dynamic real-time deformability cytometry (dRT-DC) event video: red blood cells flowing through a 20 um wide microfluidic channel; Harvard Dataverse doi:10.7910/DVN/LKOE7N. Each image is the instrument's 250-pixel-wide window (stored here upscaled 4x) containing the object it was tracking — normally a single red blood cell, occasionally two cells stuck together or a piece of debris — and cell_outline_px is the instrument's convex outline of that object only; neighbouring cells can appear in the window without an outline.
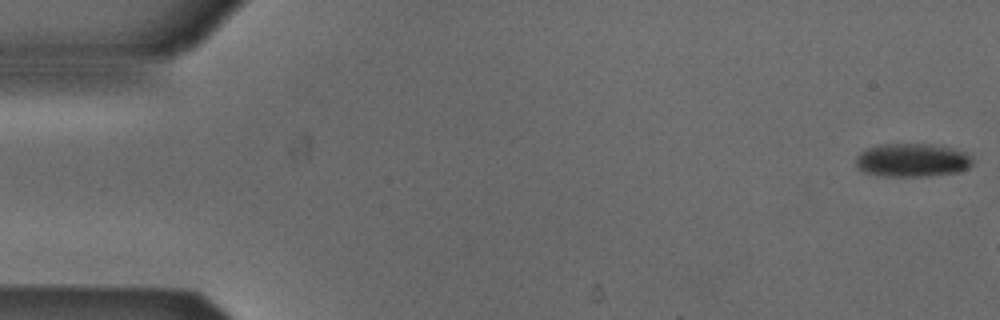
{"species": "Egyptian fruit bat (a non-hibernating species)", "species_latin": "Rousettus aegyptiacus", "temperature_condition": "cold", "stored_images_in_passage": 9, "camera_frame_rate_fps": 3000, "um_per_image_px": 0.085, "animal": {"sex": "male"}, "frame": {"image": 1, "passage_image": 1, "time_ms": 0.0, "image_size_px": [1000, 320], "cell_outline_px": [[972, 164], [968, 168], [960, 172], [928, 176], [880, 176], [864, 172], [856, 168], [856, 156], [860, 152], [868, 148], [880, 144], [932, 144], [952, 148], [968, 152], [972, 156]], "centroid_in_image_um": [77.55, 13.62], "position_along_channel_um": 7.4, "area_um2": 23.06}}